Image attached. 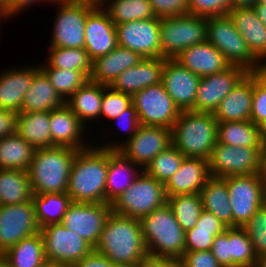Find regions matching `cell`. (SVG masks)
Returning a JSON list of instances; mask_svg holds the SVG:
<instances>
[{
  "mask_svg": "<svg viewBox=\"0 0 266 267\" xmlns=\"http://www.w3.org/2000/svg\"><path fill=\"white\" fill-rule=\"evenodd\" d=\"M254 72L248 73L220 102L213 112L218 122L245 121L251 119Z\"/></svg>",
  "mask_w": 266,
  "mask_h": 267,
  "instance_id": "obj_24",
  "label": "cell"
},
{
  "mask_svg": "<svg viewBox=\"0 0 266 267\" xmlns=\"http://www.w3.org/2000/svg\"><path fill=\"white\" fill-rule=\"evenodd\" d=\"M134 267H180V262L179 260L170 257L147 255Z\"/></svg>",
  "mask_w": 266,
  "mask_h": 267,
  "instance_id": "obj_55",
  "label": "cell"
},
{
  "mask_svg": "<svg viewBox=\"0 0 266 267\" xmlns=\"http://www.w3.org/2000/svg\"><path fill=\"white\" fill-rule=\"evenodd\" d=\"M264 141V164H266V140H263Z\"/></svg>",
  "mask_w": 266,
  "mask_h": 267,
  "instance_id": "obj_64",
  "label": "cell"
},
{
  "mask_svg": "<svg viewBox=\"0 0 266 267\" xmlns=\"http://www.w3.org/2000/svg\"><path fill=\"white\" fill-rule=\"evenodd\" d=\"M175 60L200 77L221 72L230 66L225 56L208 41L188 47Z\"/></svg>",
  "mask_w": 266,
  "mask_h": 267,
  "instance_id": "obj_28",
  "label": "cell"
},
{
  "mask_svg": "<svg viewBox=\"0 0 266 267\" xmlns=\"http://www.w3.org/2000/svg\"><path fill=\"white\" fill-rule=\"evenodd\" d=\"M0 267H7L5 263L0 259Z\"/></svg>",
  "mask_w": 266,
  "mask_h": 267,
  "instance_id": "obj_67",
  "label": "cell"
},
{
  "mask_svg": "<svg viewBox=\"0 0 266 267\" xmlns=\"http://www.w3.org/2000/svg\"><path fill=\"white\" fill-rule=\"evenodd\" d=\"M140 125L172 129L181 111L162 83L149 86L132 95Z\"/></svg>",
  "mask_w": 266,
  "mask_h": 267,
  "instance_id": "obj_14",
  "label": "cell"
},
{
  "mask_svg": "<svg viewBox=\"0 0 266 267\" xmlns=\"http://www.w3.org/2000/svg\"><path fill=\"white\" fill-rule=\"evenodd\" d=\"M256 4H264V5H266V0H257Z\"/></svg>",
  "mask_w": 266,
  "mask_h": 267,
  "instance_id": "obj_65",
  "label": "cell"
},
{
  "mask_svg": "<svg viewBox=\"0 0 266 267\" xmlns=\"http://www.w3.org/2000/svg\"><path fill=\"white\" fill-rule=\"evenodd\" d=\"M106 87L89 80L67 99L66 105L84 126L87 121L100 118L103 91Z\"/></svg>",
  "mask_w": 266,
  "mask_h": 267,
  "instance_id": "obj_34",
  "label": "cell"
},
{
  "mask_svg": "<svg viewBox=\"0 0 266 267\" xmlns=\"http://www.w3.org/2000/svg\"><path fill=\"white\" fill-rule=\"evenodd\" d=\"M213 113L181 111L171 129L172 144L188 158L208 160L217 143Z\"/></svg>",
  "mask_w": 266,
  "mask_h": 267,
  "instance_id": "obj_4",
  "label": "cell"
},
{
  "mask_svg": "<svg viewBox=\"0 0 266 267\" xmlns=\"http://www.w3.org/2000/svg\"><path fill=\"white\" fill-rule=\"evenodd\" d=\"M180 267H220L211 251H184Z\"/></svg>",
  "mask_w": 266,
  "mask_h": 267,
  "instance_id": "obj_51",
  "label": "cell"
},
{
  "mask_svg": "<svg viewBox=\"0 0 266 267\" xmlns=\"http://www.w3.org/2000/svg\"><path fill=\"white\" fill-rule=\"evenodd\" d=\"M263 140H266V126L263 128Z\"/></svg>",
  "mask_w": 266,
  "mask_h": 267,
  "instance_id": "obj_66",
  "label": "cell"
},
{
  "mask_svg": "<svg viewBox=\"0 0 266 267\" xmlns=\"http://www.w3.org/2000/svg\"><path fill=\"white\" fill-rule=\"evenodd\" d=\"M256 15L261 20V22L266 26V5L264 4H255L253 6Z\"/></svg>",
  "mask_w": 266,
  "mask_h": 267,
  "instance_id": "obj_59",
  "label": "cell"
},
{
  "mask_svg": "<svg viewBox=\"0 0 266 267\" xmlns=\"http://www.w3.org/2000/svg\"><path fill=\"white\" fill-rule=\"evenodd\" d=\"M231 0H189V14L201 17L227 15Z\"/></svg>",
  "mask_w": 266,
  "mask_h": 267,
  "instance_id": "obj_49",
  "label": "cell"
},
{
  "mask_svg": "<svg viewBox=\"0 0 266 267\" xmlns=\"http://www.w3.org/2000/svg\"><path fill=\"white\" fill-rule=\"evenodd\" d=\"M248 73L240 66L230 65L221 72L201 77L194 111L213 113L220 102Z\"/></svg>",
  "mask_w": 266,
  "mask_h": 267,
  "instance_id": "obj_18",
  "label": "cell"
},
{
  "mask_svg": "<svg viewBox=\"0 0 266 267\" xmlns=\"http://www.w3.org/2000/svg\"><path fill=\"white\" fill-rule=\"evenodd\" d=\"M66 104L46 75L39 70L26 92L20 112H50Z\"/></svg>",
  "mask_w": 266,
  "mask_h": 267,
  "instance_id": "obj_31",
  "label": "cell"
},
{
  "mask_svg": "<svg viewBox=\"0 0 266 267\" xmlns=\"http://www.w3.org/2000/svg\"><path fill=\"white\" fill-rule=\"evenodd\" d=\"M39 69L46 75L58 94L65 100L83 86L89 77L80 71L51 68L45 63Z\"/></svg>",
  "mask_w": 266,
  "mask_h": 267,
  "instance_id": "obj_43",
  "label": "cell"
},
{
  "mask_svg": "<svg viewBox=\"0 0 266 267\" xmlns=\"http://www.w3.org/2000/svg\"><path fill=\"white\" fill-rule=\"evenodd\" d=\"M118 46L115 24L99 4L85 24V50L91 60L107 55Z\"/></svg>",
  "mask_w": 266,
  "mask_h": 267,
  "instance_id": "obj_21",
  "label": "cell"
},
{
  "mask_svg": "<svg viewBox=\"0 0 266 267\" xmlns=\"http://www.w3.org/2000/svg\"><path fill=\"white\" fill-rule=\"evenodd\" d=\"M94 251L119 267H134L148 255L140 221L112 211Z\"/></svg>",
  "mask_w": 266,
  "mask_h": 267,
  "instance_id": "obj_1",
  "label": "cell"
},
{
  "mask_svg": "<svg viewBox=\"0 0 266 267\" xmlns=\"http://www.w3.org/2000/svg\"><path fill=\"white\" fill-rule=\"evenodd\" d=\"M32 200L0 205V255L23 238L40 232Z\"/></svg>",
  "mask_w": 266,
  "mask_h": 267,
  "instance_id": "obj_15",
  "label": "cell"
},
{
  "mask_svg": "<svg viewBox=\"0 0 266 267\" xmlns=\"http://www.w3.org/2000/svg\"><path fill=\"white\" fill-rule=\"evenodd\" d=\"M161 18L129 21L115 25L118 45L142 58H161Z\"/></svg>",
  "mask_w": 266,
  "mask_h": 267,
  "instance_id": "obj_16",
  "label": "cell"
},
{
  "mask_svg": "<svg viewBox=\"0 0 266 267\" xmlns=\"http://www.w3.org/2000/svg\"><path fill=\"white\" fill-rule=\"evenodd\" d=\"M50 112H19L16 133L35 149L52 147Z\"/></svg>",
  "mask_w": 266,
  "mask_h": 267,
  "instance_id": "obj_35",
  "label": "cell"
},
{
  "mask_svg": "<svg viewBox=\"0 0 266 267\" xmlns=\"http://www.w3.org/2000/svg\"><path fill=\"white\" fill-rule=\"evenodd\" d=\"M210 177L208 160L186 157L164 184L166 195L200 193Z\"/></svg>",
  "mask_w": 266,
  "mask_h": 267,
  "instance_id": "obj_23",
  "label": "cell"
},
{
  "mask_svg": "<svg viewBox=\"0 0 266 267\" xmlns=\"http://www.w3.org/2000/svg\"><path fill=\"white\" fill-rule=\"evenodd\" d=\"M32 201L40 228L49 224L61 223L67 208L72 203L66 192L34 194Z\"/></svg>",
  "mask_w": 266,
  "mask_h": 267,
  "instance_id": "obj_40",
  "label": "cell"
},
{
  "mask_svg": "<svg viewBox=\"0 0 266 267\" xmlns=\"http://www.w3.org/2000/svg\"><path fill=\"white\" fill-rule=\"evenodd\" d=\"M132 104V95L115 91L107 86L103 91L100 117L105 116L110 121Z\"/></svg>",
  "mask_w": 266,
  "mask_h": 267,
  "instance_id": "obj_47",
  "label": "cell"
},
{
  "mask_svg": "<svg viewBox=\"0 0 266 267\" xmlns=\"http://www.w3.org/2000/svg\"><path fill=\"white\" fill-rule=\"evenodd\" d=\"M228 15L251 53L266 67V26L253 7L231 9Z\"/></svg>",
  "mask_w": 266,
  "mask_h": 267,
  "instance_id": "obj_29",
  "label": "cell"
},
{
  "mask_svg": "<svg viewBox=\"0 0 266 267\" xmlns=\"http://www.w3.org/2000/svg\"><path fill=\"white\" fill-rule=\"evenodd\" d=\"M39 66L6 69L0 73V109L20 112Z\"/></svg>",
  "mask_w": 266,
  "mask_h": 267,
  "instance_id": "obj_27",
  "label": "cell"
},
{
  "mask_svg": "<svg viewBox=\"0 0 266 267\" xmlns=\"http://www.w3.org/2000/svg\"><path fill=\"white\" fill-rule=\"evenodd\" d=\"M220 267H250V266L236 263V264H224V265H220Z\"/></svg>",
  "mask_w": 266,
  "mask_h": 267,
  "instance_id": "obj_63",
  "label": "cell"
},
{
  "mask_svg": "<svg viewBox=\"0 0 266 267\" xmlns=\"http://www.w3.org/2000/svg\"><path fill=\"white\" fill-rule=\"evenodd\" d=\"M40 232L47 262L73 266L94 251L79 233L66 229L61 223L46 225Z\"/></svg>",
  "mask_w": 266,
  "mask_h": 267,
  "instance_id": "obj_12",
  "label": "cell"
},
{
  "mask_svg": "<svg viewBox=\"0 0 266 267\" xmlns=\"http://www.w3.org/2000/svg\"><path fill=\"white\" fill-rule=\"evenodd\" d=\"M251 239L255 254L266 252V203L261 206L243 226Z\"/></svg>",
  "mask_w": 266,
  "mask_h": 267,
  "instance_id": "obj_46",
  "label": "cell"
},
{
  "mask_svg": "<svg viewBox=\"0 0 266 267\" xmlns=\"http://www.w3.org/2000/svg\"><path fill=\"white\" fill-rule=\"evenodd\" d=\"M42 267H72V266H68V265H62V264H58V263H52V262H47L44 266Z\"/></svg>",
  "mask_w": 266,
  "mask_h": 267,
  "instance_id": "obj_62",
  "label": "cell"
},
{
  "mask_svg": "<svg viewBox=\"0 0 266 267\" xmlns=\"http://www.w3.org/2000/svg\"><path fill=\"white\" fill-rule=\"evenodd\" d=\"M158 18L189 14V0H148Z\"/></svg>",
  "mask_w": 266,
  "mask_h": 267,
  "instance_id": "obj_50",
  "label": "cell"
},
{
  "mask_svg": "<svg viewBox=\"0 0 266 267\" xmlns=\"http://www.w3.org/2000/svg\"><path fill=\"white\" fill-rule=\"evenodd\" d=\"M167 203L185 232L196 226L197 220L203 211L199 193L169 196L167 197Z\"/></svg>",
  "mask_w": 266,
  "mask_h": 267,
  "instance_id": "obj_41",
  "label": "cell"
},
{
  "mask_svg": "<svg viewBox=\"0 0 266 267\" xmlns=\"http://www.w3.org/2000/svg\"><path fill=\"white\" fill-rule=\"evenodd\" d=\"M49 48V59L46 62L49 67L80 71L89 77L92 60L84 48Z\"/></svg>",
  "mask_w": 266,
  "mask_h": 267,
  "instance_id": "obj_42",
  "label": "cell"
},
{
  "mask_svg": "<svg viewBox=\"0 0 266 267\" xmlns=\"http://www.w3.org/2000/svg\"><path fill=\"white\" fill-rule=\"evenodd\" d=\"M0 259L7 267H42L47 263L41 232L23 238L6 250Z\"/></svg>",
  "mask_w": 266,
  "mask_h": 267,
  "instance_id": "obj_32",
  "label": "cell"
},
{
  "mask_svg": "<svg viewBox=\"0 0 266 267\" xmlns=\"http://www.w3.org/2000/svg\"><path fill=\"white\" fill-rule=\"evenodd\" d=\"M90 1H94V2H96L98 4H100L103 0H90Z\"/></svg>",
  "mask_w": 266,
  "mask_h": 267,
  "instance_id": "obj_68",
  "label": "cell"
},
{
  "mask_svg": "<svg viewBox=\"0 0 266 267\" xmlns=\"http://www.w3.org/2000/svg\"><path fill=\"white\" fill-rule=\"evenodd\" d=\"M210 251L220 265L237 263L255 267L257 260L251 239L243 227H229L215 236Z\"/></svg>",
  "mask_w": 266,
  "mask_h": 267,
  "instance_id": "obj_20",
  "label": "cell"
},
{
  "mask_svg": "<svg viewBox=\"0 0 266 267\" xmlns=\"http://www.w3.org/2000/svg\"><path fill=\"white\" fill-rule=\"evenodd\" d=\"M35 150L17 133L0 139V169L28 171Z\"/></svg>",
  "mask_w": 266,
  "mask_h": 267,
  "instance_id": "obj_38",
  "label": "cell"
},
{
  "mask_svg": "<svg viewBox=\"0 0 266 267\" xmlns=\"http://www.w3.org/2000/svg\"><path fill=\"white\" fill-rule=\"evenodd\" d=\"M77 151L64 146L37 148L28 169L33 194L65 193Z\"/></svg>",
  "mask_w": 266,
  "mask_h": 267,
  "instance_id": "obj_3",
  "label": "cell"
},
{
  "mask_svg": "<svg viewBox=\"0 0 266 267\" xmlns=\"http://www.w3.org/2000/svg\"><path fill=\"white\" fill-rule=\"evenodd\" d=\"M11 0H0V15L10 6Z\"/></svg>",
  "mask_w": 266,
  "mask_h": 267,
  "instance_id": "obj_61",
  "label": "cell"
},
{
  "mask_svg": "<svg viewBox=\"0 0 266 267\" xmlns=\"http://www.w3.org/2000/svg\"><path fill=\"white\" fill-rule=\"evenodd\" d=\"M257 0H231V9L253 7Z\"/></svg>",
  "mask_w": 266,
  "mask_h": 267,
  "instance_id": "obj_58",
  "label": "cell"
},
{
  "mask_svg": "<svg viewBox=\"0 0 266 267\" xmlns=\"http://www.w3.org/2000/svg\"><path fill=\"white\" fill-rule=\"evenodd\" d=\"M108 149L90 145L78 150L71 168L66 193L75 203L106 202Z\"/></svg>",
  "mask_w": 266,
  "mask_h": 267,
  "instance_id": "obj_2",
  "label": "cell"
},
{
  "mask_svg": "<svg viewBox=\"0 0 266 267\" xmlns=\"http://www.w3.org/2000/svg\"><path fill=\"white\" fill-rule=\"evenodd\" d=\"M111 213L112 205L110 203L72 202L62 218L61 224L66 229L79 233L95 248Z\"/></svg>",
  "mask_w": 266,
  "mask_h": 267,
  "instance_id": "obj_17",
  "label": "cell"
},
{
  "mask_svg": "<svg viewBox=\"0 0 266 267\" xmlns=\"http://www.w3.org/2000/svg\"><path fill=\"white\" fill-rule=\"evenodd\" d=\"M107 143L100 147L119 151L142 169L160 152L172 144L171 129L158 126L140 125L137 132L122 143Z\"/></svg>",
  "mask_w": 266,
  "mask_h": 267,
  "instance_id": "obj_13",
  "label": "cell"
},
{
  "mask_svg": "<svg viewBox=\"0 0 266 267\" xmlns=\"http://www.w3.org/2000/svg\"><path fill=\"white\" fill-rule=\"evenodd\" d=\"M60 5L50 47L84 48L87 16L99 5L90 0H55Z\"/></svg>",
  "mask_w": 266,
  "mask_h": 267,
  "instance_id": "obj_8",
  "label": "cell"
},
{
  "mask_svg": "<svg viewBox=\"0 0 266 267\" xmlns=\"http://www.w3.org/2000/svg\"><path fill=\"white\" fill-rule=\"evenodd\" d=\"M233 227H243L266 203L265 173L226 177Z\"/></svg>",
  "mask_w": 266,
  "mask_h": 267,
  "instance_id": "obj_10",
  "label": "cell"
},
{
  "mask_svg": "<svg viewBox=\"0 0 266 267\" xmlns=\"http://www.w3.org/2000/svg\"><path fill=\"white\" fill-rule=\"evenodd\" d=\"M217 142L237 147H264L263 129L251 120L218 122Z\"/></svg>",
  "mask_w": 266,
  "mask_h": 267,
  "instance_id": "obj_33",
  "label": "cell"
},
{
  "mask_svg": "<svg viewBox=\"0 0 266 267\" xmlns=\"http://www.w3.org/2000/svg\"><path fill=\"white\" fill-rule=\"evenodd\" d=\"M72 267H119L112 263L107 257L93 251L90 255L86 256L79 262L75 263Z\"/></svg>",
  "mask_w": 266,
  "mask_h": 267,
  "instance_id": "obj_54",
  "label": "cell"
},
{
  "mask_svg": "<svg viewBox=\"0 0 266 267\" xmlns=\"http://www.w3.org/2000/svg\"><path fill=\"white\" fill-rule=\"evenodd\" d=\"M226 230H205L193 227L185 232V251H210L215 236Z\"/></svg>",
  "mask_w": 266,
  "mask_h": 267,
  "instance_id": "obj_48",
  "label": "cell"
},
{
  "mask_svg": "<svg viewBox=\"0 0 266 267\" xmlns=\"http://www.w3.org/2000/svg\"><path fill=\"white\" fill-rule=\"evenodd\" d=\"M196 227L205 230H226L228 228L214 214L204 209L197 220Z\"/></svg>",
  "mask_w": 266,
  "mask_h": 267,
  "instance_id": "obj_56",
  "label": "cell"
},
{
  "mask_svg": "<svg viewBox=\"0 0 266 267\" xmlns=\"http://www.w3.org/2000/svg\"><path fill=\"white\" fill-rule=\"evenodd\" d=\"M166 203L164 184L142 171L111 205L114 213L140 220Z\"/></svg>",
  "mask_w": 266,
  "mask_h": 267,
  "instance_id": "obj_7",
  "label": "cell"
},
{
  "mask_svg": "<svg viewBox=\"0 0 266 267\" xmlns=\"http://www.w3.org/2000/svg\"><path fill=\"white\" fill-rule=\"evenodd\" d=\"M185 158L186 157L173 144H171L153 158L143 171L147 175L165 184L179 169Z\"/></svg>",
  "mask_w": 266,
  "mask_h": 267,
  "instance_id": "obj_44",
  "label": "cell"
},
{
  "mask_svg": "<svg viewBox=\"0 0 266 267\" xmlns=\"http://www.w3.org/2000/svg\"><path fill=\"white\" fill-rule=\"evenodd\" d=\"M264 173H265V177H266V164H264Z\"/></svg>",
  "mask_w": 266,
  "mask_h": 267,
  "instance_id": "obj_69",
  "label": "cell"
},
{
  "mask_svg": "<svg viewBox=\"0 0 266 267\" xmlns=\"http://www.w3.org/2000/svg\"><path fill=\"white\" fill-rule=\"evenodd\" d=\"M255 267H266V252L257 257Z\"/></svg>",
  "mask_w": 266,
  "mask_h": 267,
  "instance_id": "obj_60",
  "label": "cell"
},
{
  "mask_svg": "<svg viewBox=\"0 0 266 267\" xmlns=\"http://www.w3.org/2000/svg\"><path fill=\"white\" fill-rule=\"evenodd\" d=\"M137 166L119 151L108 149V172L105 186L106 203L111 204L135 181L143 171L142 167Z\"/></svg>",
  "mask_w": 266,
  "mask_h": 267,
  "instance_id": "obj_30",
  "label": "cell"
},
{
  "mask_svg": "<svg viewBox=\"0 0 266 267\" xmlns=\"http://www.w3.org/2000/svg\"><path fill=\"white\" fill-rule=\"evenodd\" d=\"M142 59L137 52L118 45L107 55L92 60L89 80L110 86L118 75L137 65Z\"/></svg>",
  "mask_w": 266,
  "mask_h": 267,
  "instance_id": "obj_26",
  "label": "cell"
},
{
  "mask_svg": "<svg viewBox=\"0 0 266 267\" xmlns=\"http://www.w3.org/2000/svg\"><path fill=\"white\" fill-rule=\"evenodd\" d=\"M163 66L164 58H143L137 65L118 75L110 87L133 95L144 88L160 84Z\"/></svg>",
  "mask_w": 266,
  "mask_h": 267,
  "instance_id": "obj_22",
  "label": "cell"
},
{
  "mask_svg": "<svg viewBox=\"0 0 266 267\" xmlns=\"http://www.w3.org/2000/svg\"><path fill=\"white\" fill-rule=\"evenodd\" d=\"M203 209L214 214L228 228L233 227V216L225 178L211 176L200 191Z\"/></svg>",
  "mask_w": 266,
  "mask_h": 267,
  "instance_id": "obj_36",
  "label": "cell"
},
{
  "mask_svg": "<svg viewBox=\"0 0 266 267\" xmlns=\"http://www.w3.org/2000/svg\"><path fill=\"white\" fill-rule=\"evenodd\" d=\"M263 153L264 147H237L217 142L208 159L210 175L225 178L264 173Z\"/></svg>",
  "mask_w": 266,
  "mask_h": 267,
  "instance_id": "obj_11",
  "label": "cell"
},
{
  "mask_svg": "<svg viewBox=\"0 0 266 267\" xmlns=\"http://www.w3.org/2000/svg\"><path fill=\"white\" fill-rule=\"evenodd\" d=\"M112 120L118 123V129L120 127L121 130L129 132V135H127L128 140L137 132L140 126L137 111L133 104Z\"/></svg>",
  "mask_w": 266,
  "mask_h": 267,
  "instance_id": "obj_52",
  "label": "cell"
},
{
  "mask_svg": "<svg viewBox=\"0 0 266 267\" xmlns=\"http://www.w3.org/2000/svg\"><path fill=\"white\" fill-rule=\"evenodd\" d=\"M207 41L225 56L230 65L240 66L249 73L266 69L251 53L228 14L207 18Z\"/></svg>",
  "mask_w": 266,
  "mask_h": 267,
  "instance_id": "obj_6",
  "label": "cell"
},
{
  "mask_svg": "<svg viewBox=\"0 0 266 267\" xmlns=\"http://www.w3.org/2000/svg\"><path fill=\"white\" fill-rule=\"evenodd\" d=\"M40 1L44 2H51L55 0H11L10 6L0 15V19L4 18H12L13 16L17 15L18 13L25 10V8H29L35 2L38 4ZM28 6V7H27Z\"/></svg>",
  "mask_w": 266,
  "mask_h": 267,
  "instance_id": "obj_57",
  "label": "cell"
},
{
  "mask_svg": "<svg viewBox=\"0 0 266 267\" xmlns=\"http://www.w3.org/2000/svg\"><path fill=\"white\" fill-rule=\"evenodd\" d=\"M201 77L175 59H165L161 83L180 111H194Z\"/></svg>",
  "mask_w": 266,
  "mask_h": 267,
  "instance_id": "obj_19",
  "label": "cell"
},
{
  "mask_svg": "<svg viewBox=\"0 0 266 267\" xmlns=\"http://www.w3.org/2000/svg\"><path fill=\"white\" fill-rule=\"evenodd\" d=\"M18 112L0 109V139L16 134Z\"/></svg>",
  "mask_w": 266,
  "mask_h": 267,
  "instance_id": "obj_53",
  "label": "cell"
},
{
  "mask_svg": "<svg viewBox=\"0 0 266 267\" xmlns=\"http://www.w3.org/2000/svg\"><path fill=\"white\" fill-rule=\"evenodd\" d=\"M250 120L262 129L266 126V69L254 72Z\"/></svg>",
  "mask_w": 266,
  "mask_h": 267,
  "instance_id": "obj_45",
  "label": "cell"
},
{
  "mask_svg": "<svg viewBox=\"0 0 266 267\" xmlns=\"http://www.w3.org/2000/svg\"><path fill=\"white\" fill-rule=\"evenodd\" d=\"M100 5L105 8L104 10L115 25L158 18L148 0H103Z\"/></svg>",
  "mask_w": 266,
  "mask_h": 267,
  "instance_id": "obj_39",
  "label": "cell"
},
{
  "mask_svg": "<svg viewBox=\"0 0 266 267\" xmlns=\"http://www.w3.org/2000/svg\"><path fill=\"white\" fill-rule=\"evenodd\" d=\"M140 225L148 255L179 260L185 251V231L168 205L141 218Z\"/></svg>",
  "mask_w": 266,
  "mask_h": 267,
  "instance_id": "obj_5",
  "label": "cell"
},
{
  "mask_svg": "<svg viewBox=\"0 0 266 267\" xmlns=\"http://www.w3.org/2000/svg\"><path fill=\"white\" fill-rule=\"evenodd\" d=\"M50 133L55 146H64L76 150L88 148L84 140L85 126L77 115L65 104L50 111Z\"/></svg>",
  "mask_w": 266,
  "mask_h": 267,
  "instance_id": "obj_25",
  "label": "cell"
},
{
  "mask_svg": "<svg viewBox=\"0 0 266 267\" xmlns=\"http://www.w3.org/2000/svg\"><path fill=\"white\" fill-rule=\"evenodd\" d=\"M161 58L175 59L190 46L207 41V18L180 15L161 18Z\"/></svg>",
  "mask_w": 266,
  "mask_h": 267,
  "instance_id": "obj_9",
  "label": "cell"
},
{
  "mask_svg": "<svg viewBox=\"0 0 266 267\" xmlns=\"http://www.w3.org/2000/svg\"><path fill=\"white\" fill-rule=\"evenodd\" d=\"M28 171L0 169V205H14L32 200Z\"/></svg>",
  "mask_w": 266,
  "mask_h": 267,
  "instance_id": "obj_37",
  "label": "cell"
}]
</instances>
